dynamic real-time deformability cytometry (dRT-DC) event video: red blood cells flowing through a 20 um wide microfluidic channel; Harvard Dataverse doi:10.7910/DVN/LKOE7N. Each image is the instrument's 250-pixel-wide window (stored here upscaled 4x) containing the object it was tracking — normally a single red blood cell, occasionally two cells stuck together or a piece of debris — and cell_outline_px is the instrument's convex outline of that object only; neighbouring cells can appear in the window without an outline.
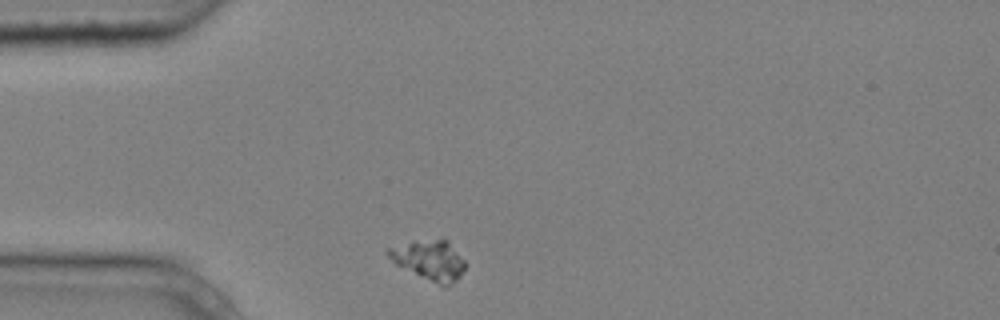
{"species": "common noctule bat (a hibernating species)", "species_latin": "Nyctalus noctula", "temperature_condition": "cold", "stored_images_in_passage": 10, "camera_frame_rate_fps": 3000, "um_per_image_px": 0.085, "animal": {"sex": "male", "body_mass_g": 20.4}, "frame": {"image": 1, "passage_image": 1, "time_ms": 0.0, "image_size_px": [1000, 320], "cell_outline_px": [[464, 268], [460, 276], [448, 288], [444, 288], [396, 264], [384, 252], [388, 248], [412, 240], [448, 240], [464, 260]], "centroid_in_image_um": [36.49, 22.12], "position_along_channel_um": 48.5, "area_um2": 17.86}}
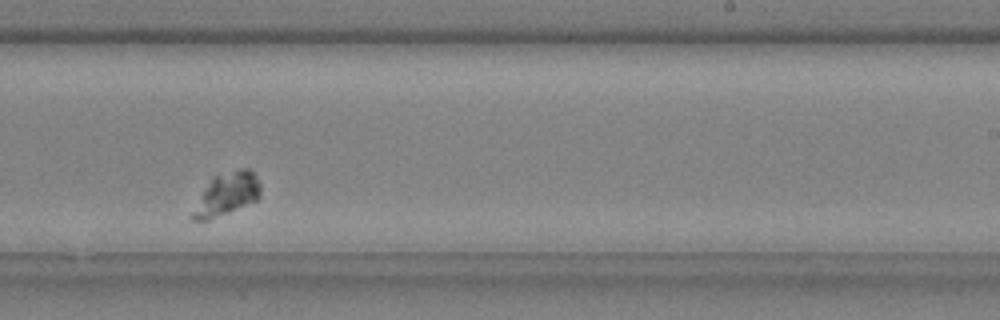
{"frame": {"image": 2, "passage_image": 7, "time_ms": 2.0, "image_size_px": [1000, 320], "cell_outline_px": [[260, 196], [256, 200], [228, 212], [208, 220], [192, 220], [192, 212], [212, 176], [244, 168], [248, 168], [256, 176], [260, 184]], "centroid_in_image_um": [19.29, 16.49], "position_along_channel_um": 269.7, "area_um2": 16.24}}